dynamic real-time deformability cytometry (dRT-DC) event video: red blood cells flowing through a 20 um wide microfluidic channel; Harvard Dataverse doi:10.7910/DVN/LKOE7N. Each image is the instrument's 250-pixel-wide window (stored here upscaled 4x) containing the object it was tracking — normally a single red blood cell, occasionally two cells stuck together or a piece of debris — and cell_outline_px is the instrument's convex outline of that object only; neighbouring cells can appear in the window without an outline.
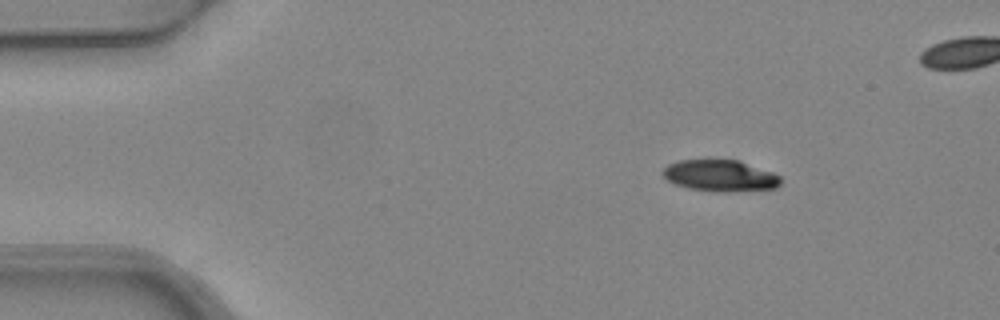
{"species": "common noctule bat (a hibernating species)", "species_latin": "Nyctalus noctula", "temperature_condition": "warm", "stored_images_in_passage": 4, "camera_frame_rate_fps": 3000, "um_per_image_px": 0.085, "animal": {"sex": "female", "body_mass_g": 24.6, "forearm_length_mm": 56.2}, "frame": {"image": 1, "passage_image": 1, "time_ms": 0.0, "image_size_px": [1000, 320], "cell_outline_px": [[780, 184], [776, 188], [728, 192], [716, 192], [688, 188], [676, 184], [668, 180], [660, 172], [668, 164], [680, 160], [740, 160], [772, 172], [780, 176]], "centroid_in_image_um": [61.21, 14.93], "position_along_channel_um": 23.8, "area_um2": 21.62}}